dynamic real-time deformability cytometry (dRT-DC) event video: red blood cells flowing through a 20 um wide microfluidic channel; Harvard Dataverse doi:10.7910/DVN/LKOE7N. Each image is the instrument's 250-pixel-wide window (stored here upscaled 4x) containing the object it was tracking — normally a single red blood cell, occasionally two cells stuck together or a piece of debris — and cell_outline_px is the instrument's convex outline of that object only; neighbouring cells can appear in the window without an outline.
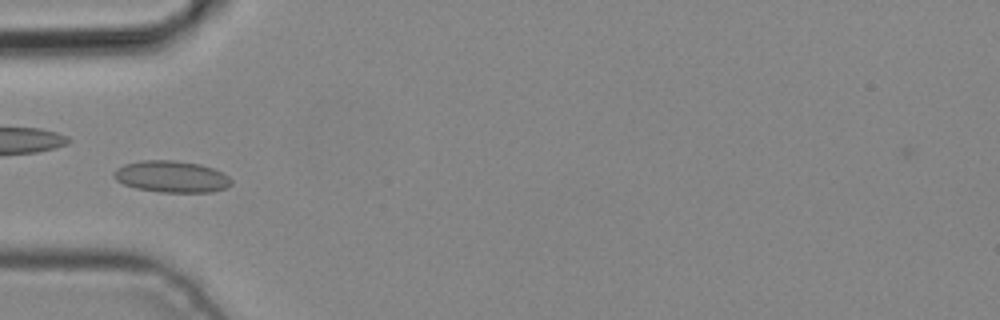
{"species": "common noctule bat (a hibernating species)", "species_latin": "Nyctalus noctula", "temperature_condition": "cold", "stored_images_in_passage": 4, "camera_frame_rate_fps": 3000, "um_per_image_px": 0.085, "animal": {"sex": "male", "body_mass_g": 19.2, "forearm_length_mm": 51.8}, "frame": {"image": 1, "passage_image": 4, "time_ms": 1.0, "image_size_px": [1000, 320], "cell_outline_px": [[232, 184], [224, 188], [212, 192], [160, 192], [136, 188], [124, 184], [116, 180], [112, 176], [116, 168], [124, 164], [140, 160], [172, 160], [200, 164], [212, 168], [228, 176], [232, 180]], "centroid_in_image_um": [14.55, 15.01], "position_along_channel_um": 70.4, "area_um2": 21.62}}